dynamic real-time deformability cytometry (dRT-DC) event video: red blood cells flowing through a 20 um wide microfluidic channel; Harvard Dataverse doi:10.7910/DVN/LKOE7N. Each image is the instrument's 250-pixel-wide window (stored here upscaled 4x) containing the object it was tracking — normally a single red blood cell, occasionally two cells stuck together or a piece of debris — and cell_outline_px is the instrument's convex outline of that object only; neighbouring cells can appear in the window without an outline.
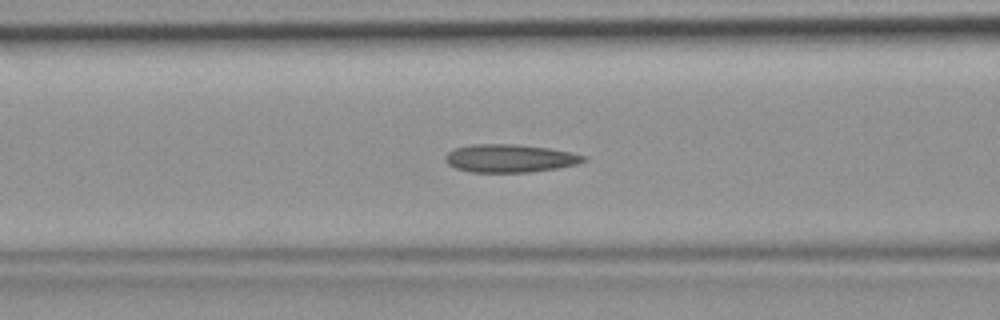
{"species": "common noctule bat (a hibernating species)", "species_latin": "Nyctalus noctula", "temperature_condition": "room temperature", "stored_images_in_passage": 46, "camera_frame_rate_fps": 3000, "um_per_image_px": 0.085, "animal": {"sex": "female", "body_mass_g": 19.9}, "frame": {"image": 1, "passage_image": 18, "time_ms": 5.667, "image_size_px": [1000, 320], "cell_outline_px": [[588, 160], [580, 164], [532, 172], [468, 172], [456, 168], [448, 164], [444, 160], [444, 156], [448, 152], [456, 148], [472, 144], [512, 144], [548, 148], [572, 152], [584, 156]], "centroid_in_image_um": [43.34, 13.46], "position_along_channel_um": 123.3, "area_um2": 22.66}}
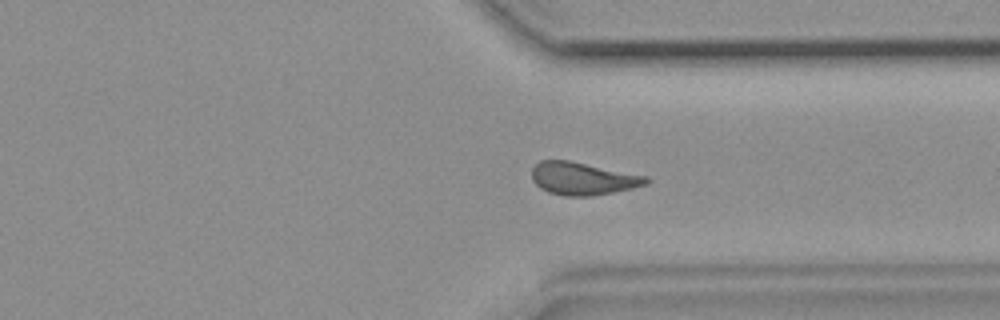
{"frame": {"image": 2, "passage_image": 35, "time_ms": 11.333, "image_size_px": [1000, 320], "cell_outline_px": [[648, 184], [632, 188], [592, 196], [564, 196], [548, 192], [540, 188], [532, 180], [532, 168], [540, 160], [568, 160], [648, 176]], "centroid_in_image_um": [49.52, 15.18], "position_along_channel_um": 361.9, "area_um2": 21.73}}
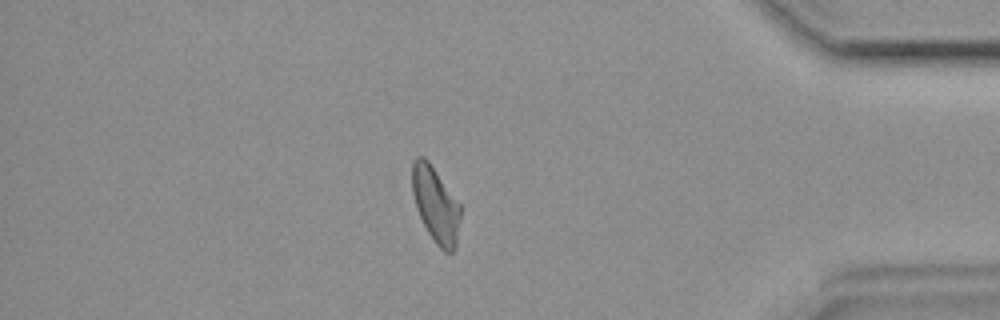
{"frame": {"image": 3, "passage_image": 40, "time_ms": 13.0, "image_size_px": [1000, 320], "cell_outline_px": [[460, 216], [456, 248], [452, 252], [444, 252], [436, 244], [428, 232], [416, 208], [412, 192], [412, 164], [416, 156], [424, 156], [428, 160], [460, 204]], "centroid_in_image_um": [37.02, 17.39], "position_along_channel_um": 398.2, "area_um2": 21.15}}